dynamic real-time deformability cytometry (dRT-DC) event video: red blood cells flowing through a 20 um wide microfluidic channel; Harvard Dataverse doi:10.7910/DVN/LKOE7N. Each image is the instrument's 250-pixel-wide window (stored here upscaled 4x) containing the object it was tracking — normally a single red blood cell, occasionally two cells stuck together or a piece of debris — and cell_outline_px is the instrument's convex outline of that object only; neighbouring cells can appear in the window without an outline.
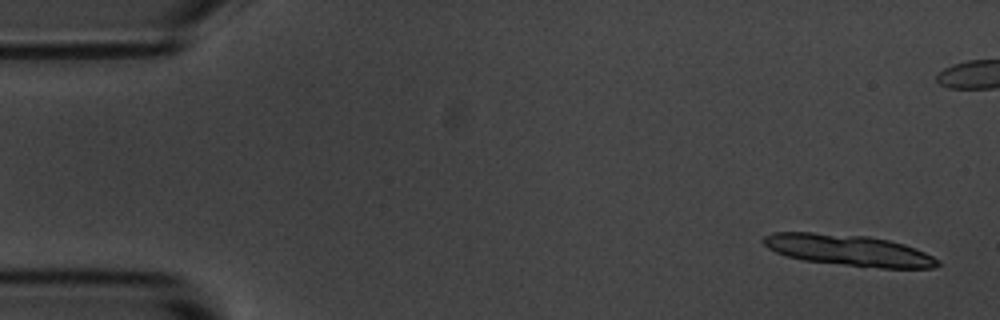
{"species": "common noctule bat (a hibernating species)", "species_latin": "Nyctalus noctula", "temperature_condition": "room temperature", "stored_images_in_passage": 6, "camera_frame_rate_fps": 3000, "um_per_image_px": 0.085, "animal": {"sex": "male", "body_mass_g": 20.1, "forearm_length_mm": 53.5}, "frame": {"image": 1, "passage_image": 1, "time_ms": 0.0, "image_size_px": [1000, 320], "cell_outline_px": [[940, 264], [932, 268], [880, 268], [804, 260], [788, 256], [776, 252], [768, 248], [760, 240], [764, 236], [772, 232], [812, 232], [868, 236], [888, 240], [904, 244], [916, 248], [940, 260]], "centroid_in_image_um": [72.13, 21.26], "position_along_channel_um": 12.9, "area_um2": 31.56}}